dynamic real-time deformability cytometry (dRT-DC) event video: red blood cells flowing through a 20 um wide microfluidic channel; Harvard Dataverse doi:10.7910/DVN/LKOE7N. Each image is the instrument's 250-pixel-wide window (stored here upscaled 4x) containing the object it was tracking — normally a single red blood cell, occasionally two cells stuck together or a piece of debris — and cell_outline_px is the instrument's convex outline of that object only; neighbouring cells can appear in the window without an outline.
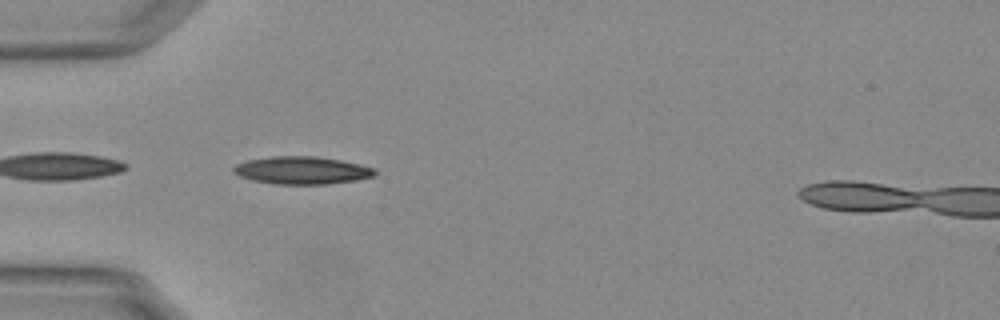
{"species": "Egyptian fruit bat (a non-hibernating species)", "species_latin": "Rousettus aegyptiacus", "temperature_condition": "warm", "stored_images_in_passage": 6, "camera_frame_rate_fps": 3000, "um_per_image_px": 0.085, "animal": {"sex": "female"}, "frame": {"image": 1, "passage_image": 1, "time_ms": 0.0, "image_size_px": [1000, 320], "cell_outline_px": [[376, 176], [356, 180], [328, 184], [276, 184], [252, 180], [240, 176], [232, 172], [232, 168], [236, 164], [248, 160], [272, 156], [316, 156], [340, 160], [360, 164], [376, 168]], "centroid_in_image_um": [25.68, 14.48], "position_along_channel_um": 59.3, "area_um2": 22.89}}